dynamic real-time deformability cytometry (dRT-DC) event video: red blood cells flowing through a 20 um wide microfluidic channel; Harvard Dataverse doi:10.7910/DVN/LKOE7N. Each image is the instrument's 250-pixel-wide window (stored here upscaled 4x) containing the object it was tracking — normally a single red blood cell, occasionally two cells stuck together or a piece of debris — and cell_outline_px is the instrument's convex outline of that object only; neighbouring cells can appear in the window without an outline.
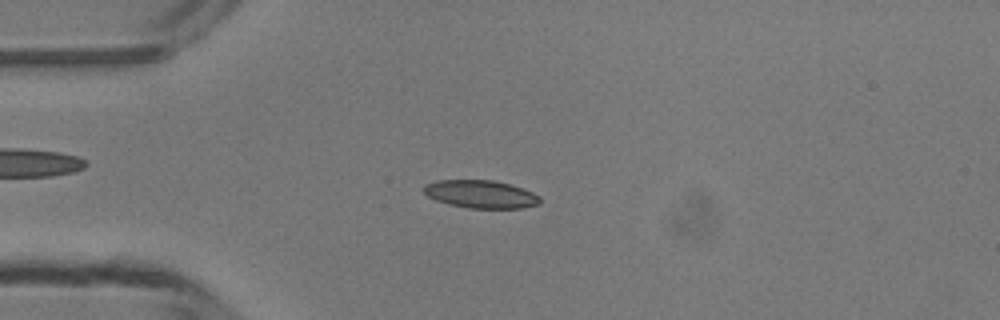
{"species": "common noctule bat (a hibernating species)", "species_latin": "Nyctalus noctula", "temperature_condition": "room temperature", "stored_images_in_passage": 48, "camera_frame_rate_fps": 3000, "um_per_image_px": 0.085, "animal": {"sex": "male", "body_mass_g": 13.3}, "frame": {"image": 1, "passage_image": 12, "time_ms": 3.667, "image_size_px": [1000, 320], "cell_outline_px": [[540, 204], [520, 208], [468, 208], [436, 200], [428, 196], [420, 188], [424, 184], [436, 180], [492, 180], [508, 184], [532, 192], [540, 196]], "centroid_in_image_um": [40.83, 16.5], "position_along_channel_um": 44.2, "area_um2": 18.79}}
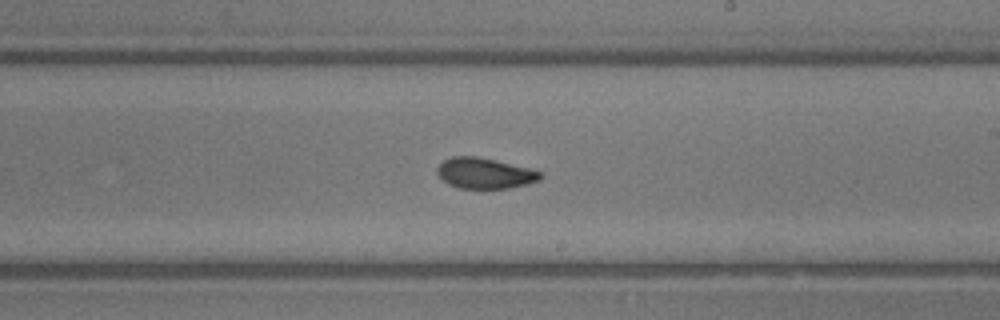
{"frame": {"image": 2, "passage_image": 28, "time_ms": 9.0, "image_size_px": [1000, 320], "cell_outline_px": [[544, 176], [540, 180], [528, 184], [508, 188], [460, 188], [448, 184], [436, 172], [436, 168], [444, 160], [452, 156], [476, 156], [496, 160], [544, 172]], "centroid_in_image_um": [41.24, 14.72], "position_along_channel_um": 247.8, "area_um2": 18.5}}
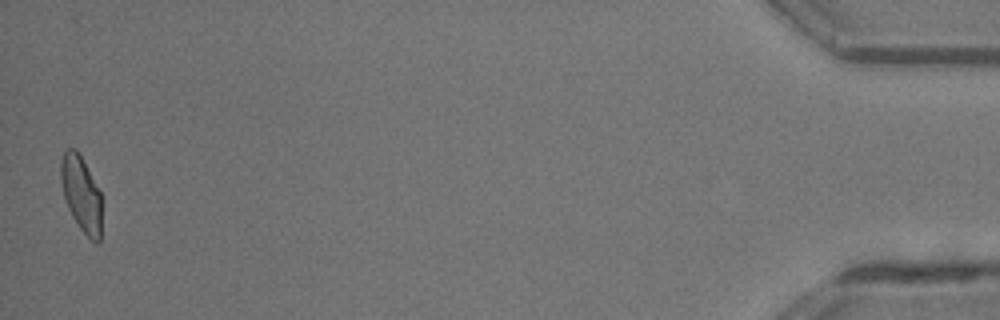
{"frame": {"image": 3, "passage_image": 48, "time_ms": 15.667, "image_size_px": [1000, 320], "cell_outline_px": [[100, 240], [96, 244], [80, 228], [72, 216], [68, 208], [64, 196], [60, 180], [60, 164], [64, 152], [68, 148], [76, 148], [100, 192]], "centroid_in_image_um": [6.88, 16.46], "position_along_channel_um": 428.3, "area_um2": 17.57}, "authors_computed_cell_mechanics": {"area_um2": 18.6116, "velocity_mm_per_s": 4.1813, "shape_relaxation_time_tau1_ms": 3.7281, "shape_relaxation_time_tau2_ms": 1.8364, "deformation_change_tau1": 0.1512, "deformation_change_tau2": 0.0794}}